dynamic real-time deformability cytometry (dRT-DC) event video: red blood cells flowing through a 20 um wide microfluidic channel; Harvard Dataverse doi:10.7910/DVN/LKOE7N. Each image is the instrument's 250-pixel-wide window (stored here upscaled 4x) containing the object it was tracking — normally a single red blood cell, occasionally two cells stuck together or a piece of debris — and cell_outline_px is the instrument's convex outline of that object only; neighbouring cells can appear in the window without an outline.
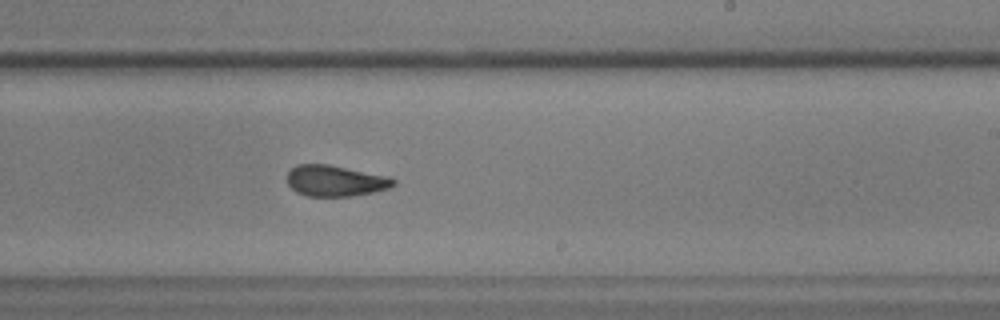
{"species": "common noctule bat (a hibernating species)", "species_latin": "Nyctalus noctula", "temperature_condition": "warm", "stored_images_in_passage": 48, "camera_frame_rate_fps": 3000, "um_per_image_px": 0.085, "animal": {"sex": "male", "body_mass_g": 17.9, "forearm_length_mm": 54.2}, "frame": {"image": 1, "passage_image": 34, "time_ms": 11.0, "image_size_px": [1000, 320], "cell_outline_px": [[396, 184], [388, 188], [372, 192], [352, 196], [308, 196], [296, 192], [288, 184], [288, 172], [296, 164], [328, 164], [388, 176], [396, 180]], "centroid_in_image_um": [28.5, 15.36], "position_along_channel_um": 260.5, "area_um2": 19.13}, "authors_computed_cell_mechanics": {"area_um2": 19.6231, "velocity_mm_per_s": 3.5998, "shape_relaxation_time_tau1_ms": 10.6454, "shape_relaxation_time_tau2_ms": 2.0256, "deformation_change_tau1": 0.225, "deformation_change_tau2": 0.0836}}